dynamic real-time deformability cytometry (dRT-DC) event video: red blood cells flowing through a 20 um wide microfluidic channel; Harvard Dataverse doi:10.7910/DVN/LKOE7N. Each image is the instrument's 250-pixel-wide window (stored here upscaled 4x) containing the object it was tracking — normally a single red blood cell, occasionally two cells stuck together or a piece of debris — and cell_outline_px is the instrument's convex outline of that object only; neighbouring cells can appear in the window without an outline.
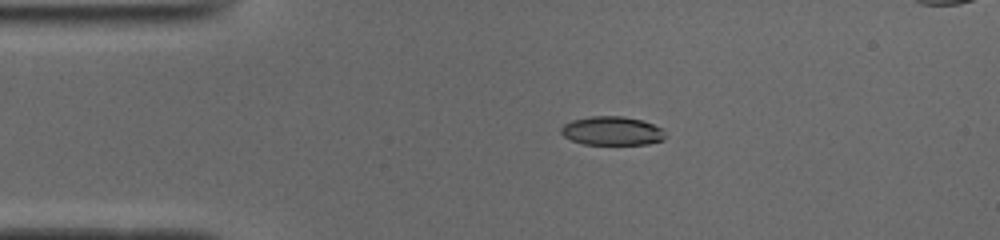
{"species": "common noctule bat (a hibernating species)", "species_latin": "Nyctalus noctula", "temperature_condition": "cold", "stored_images_in_passage": 40, "camera_frame_rate_fps": 3000, "um_per_image_px": 0.085, "animal": {"sex": "male", "body_mass_g": 19.0, "forearm_length_mm": 50.8}, "frame": {"image": 1, "passage_image": 1, "time_ms": 0.0, "image_size_px": [1000, 240], "cell_outline_px": [[668, 136], [664, 140], [648, 144], [584, 144], [572, 140], [564, 136], [560, 132], [560, 128], [564, 124], [572, 120], [592, 116], [624, 116], [640, 120], [664, 128]], "centroid_in_image_um": [52.07, 11.13], "position_along_channel_um": 32.9, "area_um2": 17.63}}
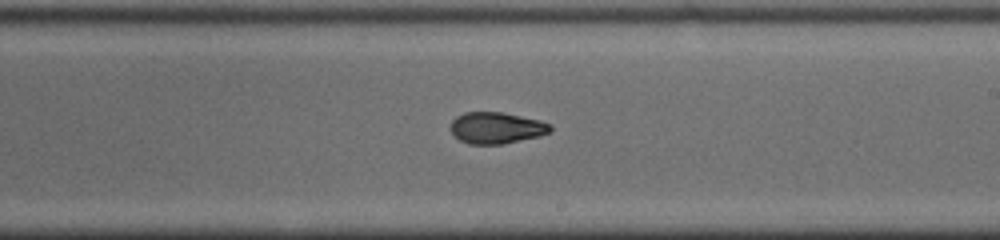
{"frame": {"image": 2, "passage_image": 20, "time_ms": 6.333, "image_size_px": [1000, 240], "cell_outline_px": [[552, 132], [540, 136], [500, 144], [468, 144], [460, 140], [448, 128], [452, 120], [456, 116], [464, 112], [504, 112], [540, 120], [552, 124]], "centroid_in_image_um": [42.2, 10.86], "position_along_channel_um": 246.8, "area_um2": 18.5}}
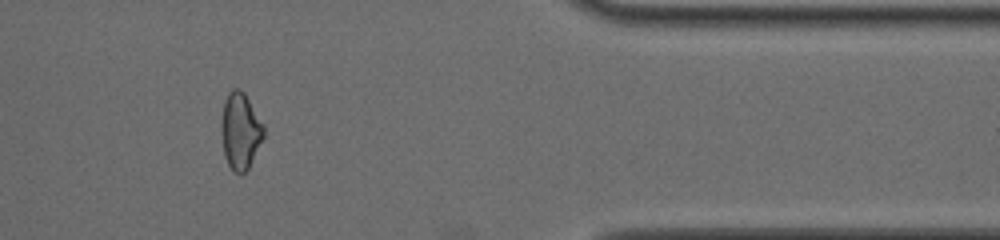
{"frame": {"image": 3, "passage_image": 33, "time_ms": 10.667, "image_size_px": [1000, 240], "cell_outline_px": [[264, 136], [248, 168], [240, 176], [232, 172], [224, 156], [220, 132], [220, 128], [224, 100], [228, 92], [232, 88], [240, 88], [244, 92], [264, 124]], "centroid_in_image_um": [20.41, 11.13], "position_along_channel_um": 391.0, "area_um2": 19.25}}